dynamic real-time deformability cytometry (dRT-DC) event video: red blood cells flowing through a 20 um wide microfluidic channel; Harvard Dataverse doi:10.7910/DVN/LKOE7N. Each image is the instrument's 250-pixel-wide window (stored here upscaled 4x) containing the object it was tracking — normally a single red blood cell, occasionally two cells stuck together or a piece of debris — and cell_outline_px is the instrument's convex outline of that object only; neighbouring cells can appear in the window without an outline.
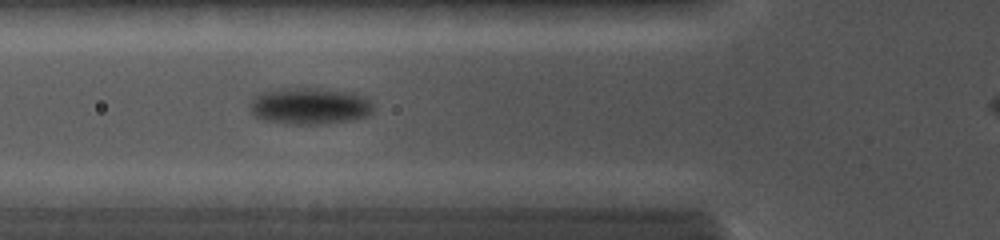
{"species": "common noctule bat (a hibernating species)", "species_latin": "Nyctalus noctula", "temperature_condition": "cold", "stored_images_in_passage": 8, "camera_frame_rate_fps": 5000, "um_per_image_px": 0.085, "animal": {"sex": "female", "body_mass_g": 19.0, "forearm_length_mm": 56.7}, "frame": {"image": 1, "passage_image": 7, "time_ms": 5.0, "image_size_px": [1000, 240], "cell_outline_px": [[372, 112], [368, 116], [356, 120], [320, 124], [288, 124], [264, 120], [252, 116], [252, 96], [260, 92], [280, 88], [324, 88], [356, 92], [364, 96], [372, 104]], "centroid_in_image_um": [26.34, 9.0], "position_along_channel_um": 99.5, "area_um2": 26.88}}
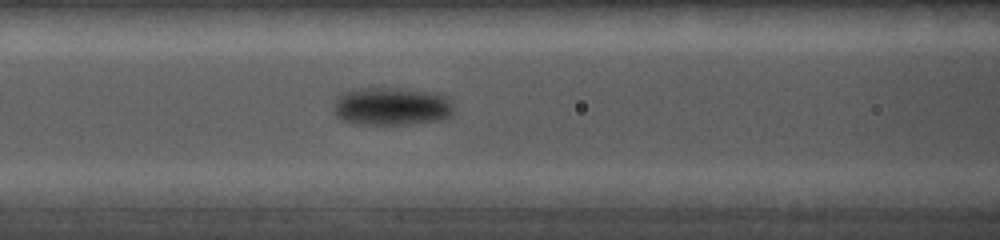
{"frame": {"image": 2, "passage_image": 8, "time_ms": 5.8, "image_size_px": [1000, 240], "cell_outline_px": [[452, 116], [436, 120], [408, 124], [352, 124], [340, 120], [332, 112], [332, 108], [336, 96], [340, 92], [352, 88], [400, 88], [440, 92], [448, 96], [452, 100]], "centroid_in_image_um": [33.23, 9.02], "position_along_channel_um": 133.4, "area_um2": 27.51}}